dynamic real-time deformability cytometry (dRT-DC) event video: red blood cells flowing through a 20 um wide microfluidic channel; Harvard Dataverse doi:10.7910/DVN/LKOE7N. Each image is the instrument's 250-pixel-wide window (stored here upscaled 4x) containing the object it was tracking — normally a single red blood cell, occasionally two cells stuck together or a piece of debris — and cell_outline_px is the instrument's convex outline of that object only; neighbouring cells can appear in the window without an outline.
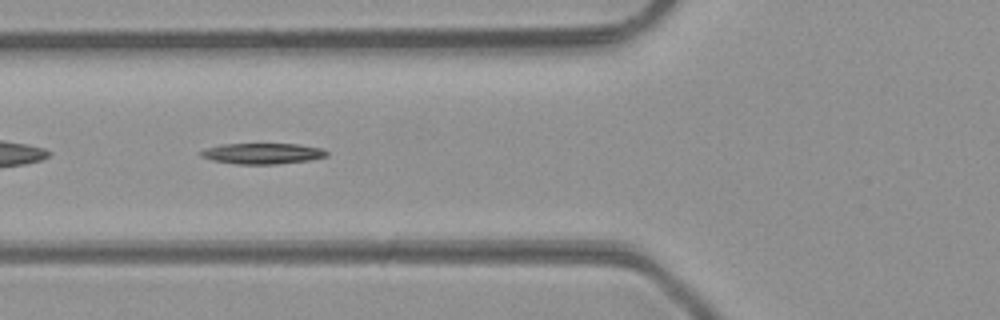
{"species": "common noctule bat (a hibernating species)", "species_latin": "Nyctalus noctula", "temperature_condition": "room temperature", "stored_images_in_passage": 48, "segment_of_instrument_passage": [2, 2], "camera_frame_rate_fps": 3000, "um_per_image_px": 0.085, "animal": {"sex": "male", "body_mass_g": 23.1, "forearm_length_mm": 52.7}, "frame": {"image": 1, "passage_image": 18, "time_ms": 5.667, "image_size_px": [1000, 320], "cell_outline_px": [[328, 156], [312, 160], [276, 164], [236, 164], [212, 160], [200, 156], [200, 152], [208, 148], [220, 144], [296, 144], [324, 148], [328, 152]], "centroid_in_image_um": [22.36, 13.05], "position_along_channel_um": 103.4, "area_um2": 15.32}}
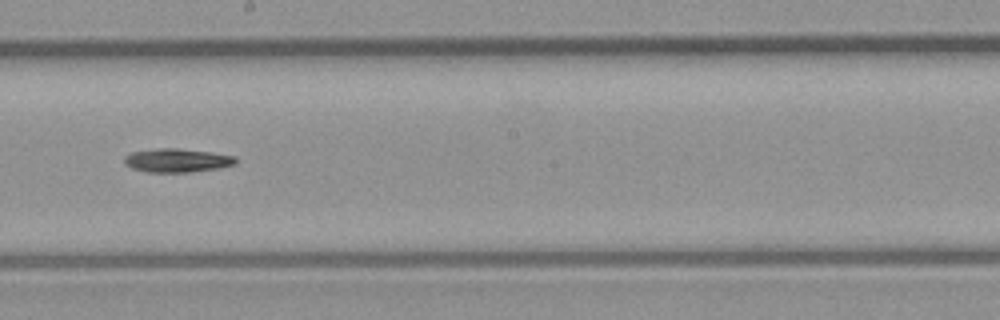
{"frame": {"image": 2, "passage_image": 27, "time_ms": 8.667, "image_size_px": [1000, 320], "cell_outline_px": [[236, 164], [216, 168], [188, 172], [148, 172], [132, 168], [124, 164], [124, 156], [132, 152], [156, 148], [176, 148], [212, 152], [236, 156]], "centroid_in_image_um": [15.03, 13.62], "position_along_channel_um": 233.2, "area_um2": 15.32}}
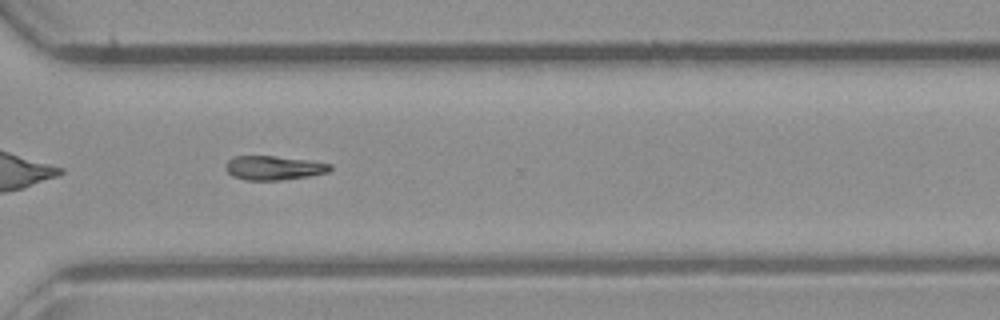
{"frame": {"image": 3, "passage_image": 35, "time_ms": 11.333, "image_size_px": [1000, 320], "cell_outline_px": [[332, 168], [328, 172], [308, 176], [280, 180], [244, 180], [232, 176], [224, 168], [224, 164], [232, 156], [272, 156], [308, 160], [332, 164]], "centroid_in_image_um": [23.22, 14.27], "position_along_channel_um": 347.4, "area_um2": 14.74}}